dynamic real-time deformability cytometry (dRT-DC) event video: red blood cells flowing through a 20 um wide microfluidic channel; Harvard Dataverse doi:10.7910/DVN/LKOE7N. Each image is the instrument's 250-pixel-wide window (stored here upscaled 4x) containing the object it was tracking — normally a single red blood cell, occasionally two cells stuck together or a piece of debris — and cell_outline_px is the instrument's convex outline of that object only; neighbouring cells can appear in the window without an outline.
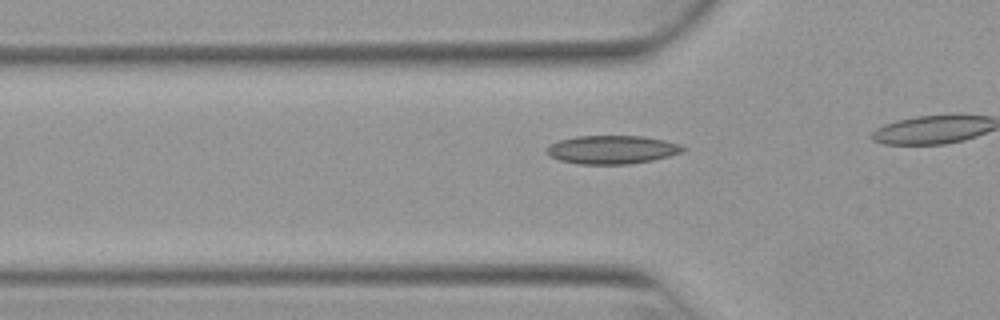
{"species": "Egyptian fruit bat (a non-hibernating species)", "species_latin": "Rousettus aegyptiacus", "temperature_condition": "warm", "stored_images_in_passage": 19, "camera_frame_rate_fps": 3000, "um_per_image_px": 0.085, "animal": {"sex": "female"}, "frame": {"image": 1, "passage_image": 14, "time_ms": 4.333, "image_size_px": [1000, 320], "cell_outline_px": [[688, 148], [680, 152], [668, 156], [652, 160], [628, 164], [580, 164], [560, 160], [544, 152], [552, 144], [560, 140], [576, 136], [644, 136], [664, 140], [680, 144]], "centroid_in_image_um": [52.05, 12.71], "position_along_channel_um": 73.8, "area_um2": 22.37}}